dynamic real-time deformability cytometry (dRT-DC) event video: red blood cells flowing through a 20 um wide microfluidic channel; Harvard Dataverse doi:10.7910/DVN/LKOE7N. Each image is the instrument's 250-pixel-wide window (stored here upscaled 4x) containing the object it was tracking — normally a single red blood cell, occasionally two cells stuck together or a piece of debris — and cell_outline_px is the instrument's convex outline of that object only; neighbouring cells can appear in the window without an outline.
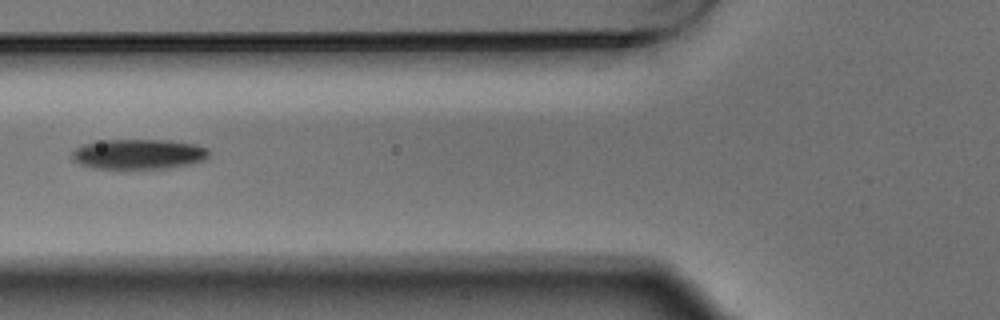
{"species": "Egyptian fruit bat (a non-hibernating species)", "species_latin": "Rousettus aegyptiacus", "temperature_condition": "warm", "stored_images_in_passage": 5, "camera_frame_rate_fps": 3000, "um_per_image_px": 0.085, "animal": {"sex": "male"}, "frame": {"image": 1, "passage_image": 5, "time_ms": 1.333, "image_size_px": [1000, 320], "cell_outline_px": [[208, 156], [204, 160], [168, 168], [92, 168], [80, 164], [72, 156], [72, 152], [76, 148], [84, 144], [104, 140], [168, 140], [196, 144], [208, 148]], "centroid_in_image_um": [11.79, 13.09], "position_along_channel_um": 114.0, "area_um2": 23.7}}